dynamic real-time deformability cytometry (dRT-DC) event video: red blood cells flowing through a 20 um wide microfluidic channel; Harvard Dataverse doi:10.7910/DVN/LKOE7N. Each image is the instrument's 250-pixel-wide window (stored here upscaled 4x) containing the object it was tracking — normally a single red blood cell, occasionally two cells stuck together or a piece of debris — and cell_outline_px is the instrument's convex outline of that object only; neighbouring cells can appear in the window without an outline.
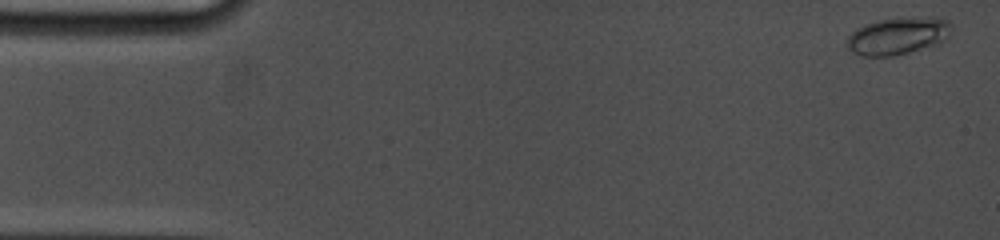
{"species": "common noctule bat (a hibernating species)", "species_latin": "Nyctalus noctula", "temperature_condition": "cold", "stored_images_in_passage": 11, "camera_frame_rate_fps": 5000, "um_per_image_px": 0.085, "animal": {"sex": "female", "body_mass_g": 19.0, "forearm_length_mm": 53.3}, "frame": {"image": 1, "passage_image": 1, "time_ms": 0.0, "image_size_px": [1000, 240], "cell_outline_px": [[952, 28], [948, 40], [940, 44], [892, 56], [860, 56], [852, 52], [848, 48], [848, 36], [856, 28], [864, 24], [880, 20], [900, 16], [936, 16], [948, 20], [952, 24]], "centroid_in_image_um": [76.4, 3.02], "position_along_channel_um": 8.6, "area_um2": 23.41}}
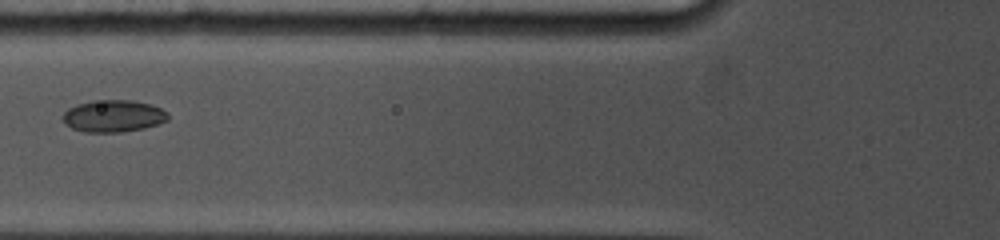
{"frame": {"image": 2, "passage_image": 8, "time_ms": 6.2, "image_size_px": [1000, 240], "cell_outline_px": [[168, 120], [144, 128], [120, 132], [84, 132], [72, 128], [64, 124], [64, 112], [68, 108], [76, 104], [92, 100], [132, 100], [152, 104], [168, 112]], "centroid_in_image_um": [9.63, 9.85], "position_along_channel_um": 116.2, "area_um2": 19.71}}
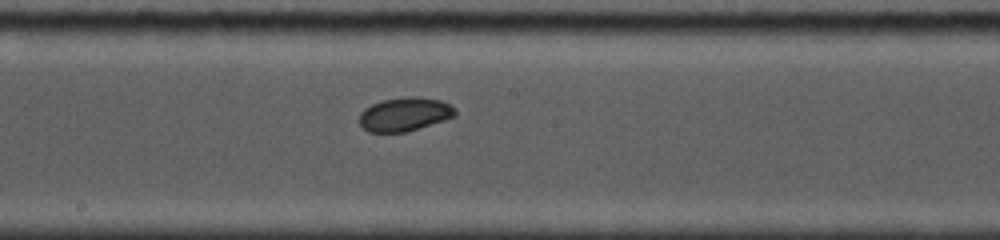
{"frame": {"image": 3, "passage_image": 11, "time_ms": 8.8, "image_size_px": [1000, 240], "cell_outline_px": [[456, 116], [444, 120], [404, 132], [368, 132], [360, 124], [360, 112], [364, 108], [380, 100], [408, 96], [416, 96], [440, 100], [448, 104], [456, 112]], "centroid_in_image_um": [34.36, 9.7], "position_along_channel_um": 213.8, "area_um2": 18.67}}